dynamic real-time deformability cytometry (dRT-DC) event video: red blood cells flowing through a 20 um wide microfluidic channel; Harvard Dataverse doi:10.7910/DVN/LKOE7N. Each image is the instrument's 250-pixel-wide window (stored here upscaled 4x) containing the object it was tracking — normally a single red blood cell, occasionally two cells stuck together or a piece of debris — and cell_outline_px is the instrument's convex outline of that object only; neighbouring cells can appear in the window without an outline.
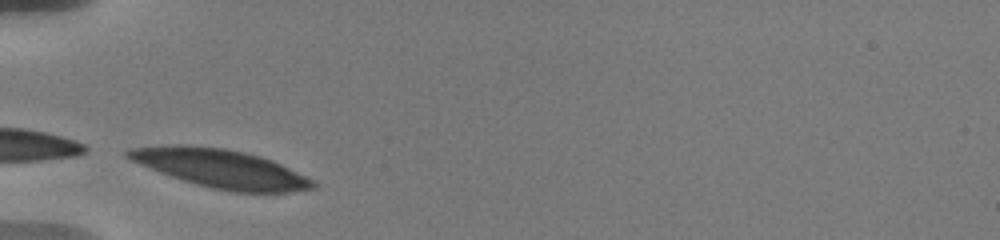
{"species": "human", "species_latin": "Homo sapiens", "temperature_condition": "warm", "stored_images_in_passage": 2, "camera_frame_rate_fps": 3000, "um_per_image_px": 0.085, "donor": {"sex": "male"}, "frame": {"image": 1, "passage_image": 1, "time_ms": 0.0, "image_size_px": [1000, 240], "cell_outline_px": [[316, 188], [288, 192], [232, 192], [212, 188], [196, 184], [160, 172], [140, 164], [124, 156], [124, 152], [128, 148], [172, 144], [184, 144], [224, 148], [244, 152], [260, 156], [272, 160], [316, 180]], "centroid_in_image_um": [18.78, 14.31], "position_along_channel_um": 66.2, "area_um2": 41.5}}